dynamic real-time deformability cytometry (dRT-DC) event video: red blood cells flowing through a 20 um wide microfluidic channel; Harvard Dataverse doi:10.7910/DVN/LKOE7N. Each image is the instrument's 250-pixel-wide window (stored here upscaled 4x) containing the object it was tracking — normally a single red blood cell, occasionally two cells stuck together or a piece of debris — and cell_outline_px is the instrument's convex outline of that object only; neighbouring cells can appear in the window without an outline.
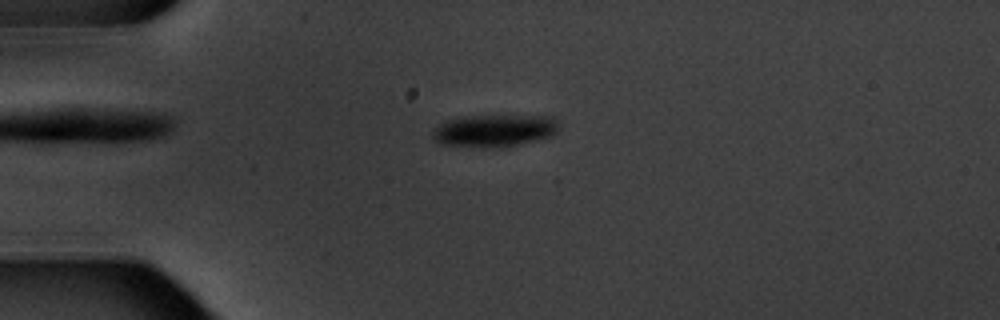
{"species": "common noctule bat (a hibernating species)", "species_latin": "Nyctalus noctula", "temperature_condition": "warm", "stored_images_in_passage": 6, "camera_frame_rate_fps": 3000, "um_per_image_px": 0.085, "animal": {"sex": "male", "body_mass_g": 20.1, "forearm_length_mm": 53.5}, "frame": {"image": 1, "passage_image": 5, "time_ms": 4.667, "image_size_px": [1000, 320], "cell_outline_px": [[560, 128], [552, 136], [520, 144], [488, 148], [440, 144], [432, 136], [432, 128], [444, 120], [464, 116], [552, 116], [556, 120]], "centroid_in_image_um": [41.99, 11.09], "position_along_channel_um": 43.0, "area_um2": 23.93}}